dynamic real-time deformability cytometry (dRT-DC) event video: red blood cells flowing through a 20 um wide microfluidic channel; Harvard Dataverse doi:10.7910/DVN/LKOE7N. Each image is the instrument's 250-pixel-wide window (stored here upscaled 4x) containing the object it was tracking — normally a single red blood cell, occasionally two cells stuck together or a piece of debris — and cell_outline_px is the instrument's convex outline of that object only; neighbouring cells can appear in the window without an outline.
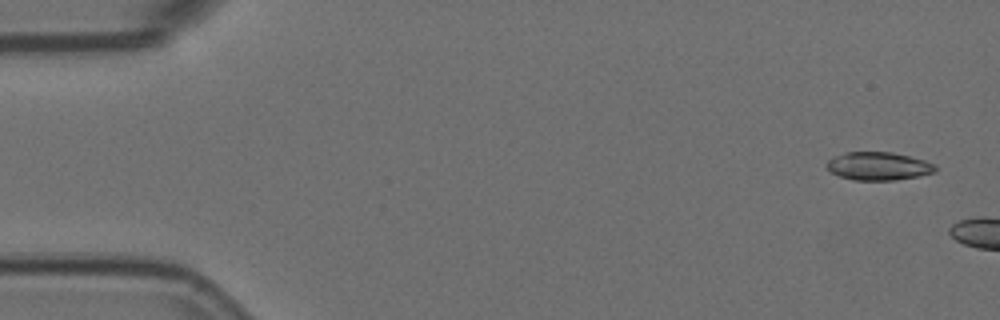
{"species": "Egyptian fruit bat (a non-hibernating species)", "species_latin": "Rousettus aegyptiacus", "temperature_condition": "room temperature", "stored_images_in_passage": 2, "camera_frame_rate_fps": 3000, "um_per_image_px": 0.085, "animal": {"sex": "female"}, "frame": {"image": 1, "passage_image": 1, "time_ms": 0.0, "image_size_px": [1000, 320], "cell_outline_px": [[936, 172], [896, 180], [852, 180], [840, 176], [832, 172], [828, 168], [828, 160], [832, 156], [844, 152], [892, 152], [924, 160], [936, 164]], "centroid_in_image_um": [74.67, 14.11], "position_along_channel_um": 10.3, "area_um2": 17.74}}